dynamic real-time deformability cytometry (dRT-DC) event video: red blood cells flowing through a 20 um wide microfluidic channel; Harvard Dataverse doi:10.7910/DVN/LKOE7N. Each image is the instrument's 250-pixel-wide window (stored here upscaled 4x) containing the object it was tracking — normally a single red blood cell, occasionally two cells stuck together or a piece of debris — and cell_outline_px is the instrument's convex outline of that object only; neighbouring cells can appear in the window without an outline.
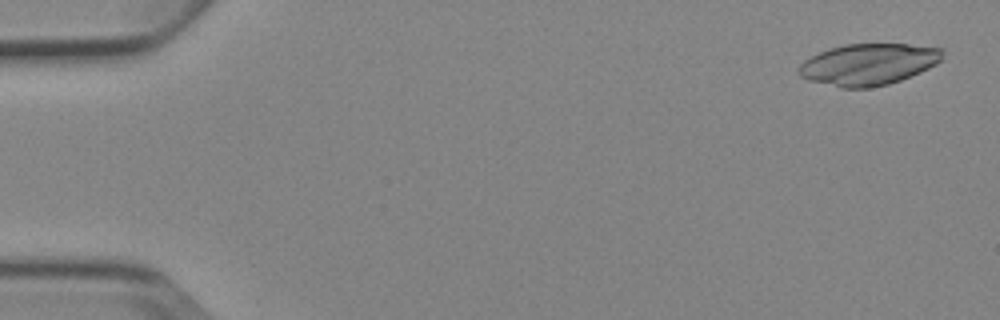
{"species": "Egyptian fruit bat (a non-hibernating species)", "species_latin": "Rousettus aegyptiacus", "temperature_condition": "cold", "stored_images_in_passage": 5, "camera_frame_rate_fps": 3000, "um_per_image_px": 0.085, "animal": {"sex": "female"}, "frame": {"image": 1, "passage_image": 1, "time_ms": 0.0, "image_size_px": [1000, 320], "cell_outline_px": [[944, 48], [940, 60], [936, 64], [920, 72], [900, 80], [888, 84], [868, 88], [840, 88], [808, 80], [800, 76], [796, 72], [796, 68], [804, 60], [828, 48], [844, 44], [908, 44]], "centroid_in_image_um": [73.77, 5.47], "position_along_channel_um": 11.2, "area_um2": 34.91}}